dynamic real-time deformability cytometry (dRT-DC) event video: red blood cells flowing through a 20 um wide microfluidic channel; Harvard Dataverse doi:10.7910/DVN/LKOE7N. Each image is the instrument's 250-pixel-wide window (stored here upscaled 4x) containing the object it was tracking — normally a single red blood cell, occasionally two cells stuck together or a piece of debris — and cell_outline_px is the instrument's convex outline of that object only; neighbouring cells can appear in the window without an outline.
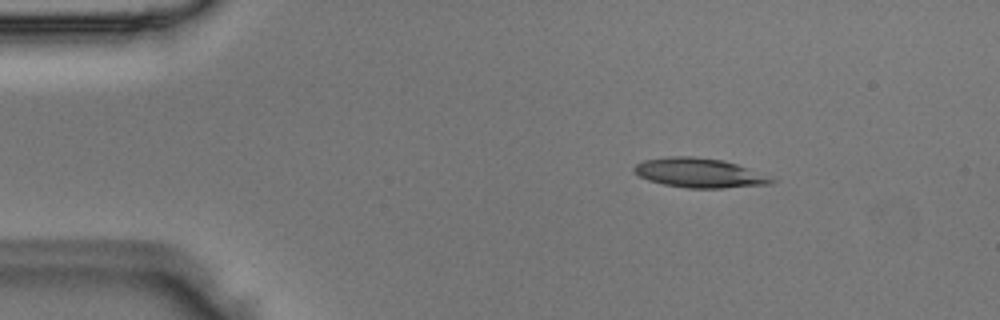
{"species": "Egyptian fruit bat (a non-hibernating species)", "species_latin": "Rousettus aegyptiacus", "temperature_condition": "room temperature", "stored_images_in_passage": 5, "camera_frame_rate_fps": 3000, "um_per_image_px": 0.085, "animal": {"sex": "male"}, "frame": {"image": 1, "passage_image": 3, "time_ms": 0.667, "image_size_px": [1000, 320], "cell_outline_px": [[776, 180], [768, 184], [724, 188], [688, 188], [664, 184], [648, 180], [640, 176], [632, 168], [636, 164], [644, 160], [668, 156], [692, 156], [724, 160], [736, 164]], "centroid_in_image_um": [59.38, 14.69], "position_along_channel_um": 25.6, "area_um2": 23.18}}